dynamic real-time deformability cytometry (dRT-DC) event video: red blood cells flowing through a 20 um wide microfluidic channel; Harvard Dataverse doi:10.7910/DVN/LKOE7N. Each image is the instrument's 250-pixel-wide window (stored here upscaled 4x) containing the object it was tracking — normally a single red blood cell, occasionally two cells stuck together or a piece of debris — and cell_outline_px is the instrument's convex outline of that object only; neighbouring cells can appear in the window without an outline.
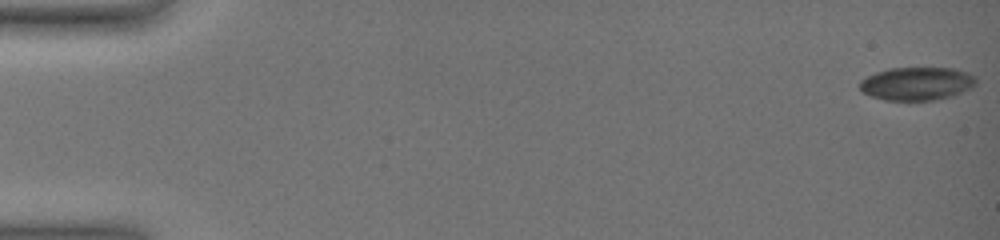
{"species": "common noctule bat (a hibernating species)", "species_latin": "Nyctalus noctula", "temperature_condition": "warm", "stored_images_in_passage": 63, "camera_frame_rate_fps": 3000, "um_per_image_px": 0.085, "animal": {"sex": "female", "body_mass_g": 19.0, "forearm_length_mm": 51.5}, "frame": {"image": 1, "passage_image": 1, "time_ms": 0.0, "image_size_px": [1000, 240], "cell_outline_px": [[976, 84], [972, 88], [952, 96], [932, 100], [884, 100], [860, 92], [860, 80], [876, 72], [888, 68], [956, 68], [968, 72], [976, 76]], "centroid_in_image_um": [77.95, 7.1], "position_along_channel_um": 7.1, "area_um2": 22.66}}
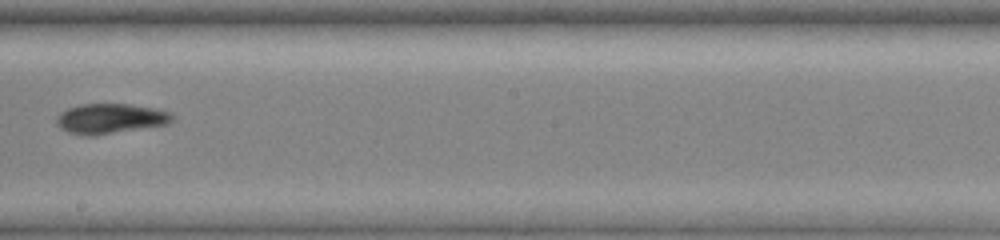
{"frame": {"image": 2, "passage_image": 41, "time_ms": 11.333, "image_size_px": [1000, 240], "cell_outline_px": [[176, 116], [168, 124], [96, 136], [84, 136], [68, 132], [60, 128], [56, 124], [56, 116], [60, 112], [68, 108], [80, 104], [132, 104], [156, 108], [172, 112]], "centroid_in_image_um": [9.39, 10.08], "position_along_channel_um": 238.8, "area_um2": 20.69}}
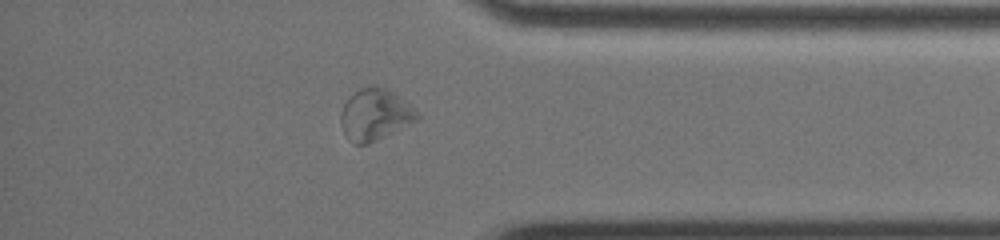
{"frame": {"image": 3, "passage_image": 52, "time_ms": 16.0, "image_size_px": [1000, 240], "cell_outline_px": [[420, 116], [416, 120], [368, 144], [356, 144], [344, 132], [340, 124], [340, 112], [348, 96], [360, 88], [384, 88], [392, 92], [420, 112]], "centroid_in_image_um": [31.85, 9.74], "position_along_channel_um": 403.4, "area_um2": 22.25}, "authors_computed_cell_mechanics": {"area_um2": 22.4842, "velocity_mm_per_s": 3.5692, "shape_relaxation_time_tau1_ms": null, "shape_relaxation_time_tau2_ms": 6.7195, "deformation_change_tau1": null, "deformation_change_tau2": 0.1497}}